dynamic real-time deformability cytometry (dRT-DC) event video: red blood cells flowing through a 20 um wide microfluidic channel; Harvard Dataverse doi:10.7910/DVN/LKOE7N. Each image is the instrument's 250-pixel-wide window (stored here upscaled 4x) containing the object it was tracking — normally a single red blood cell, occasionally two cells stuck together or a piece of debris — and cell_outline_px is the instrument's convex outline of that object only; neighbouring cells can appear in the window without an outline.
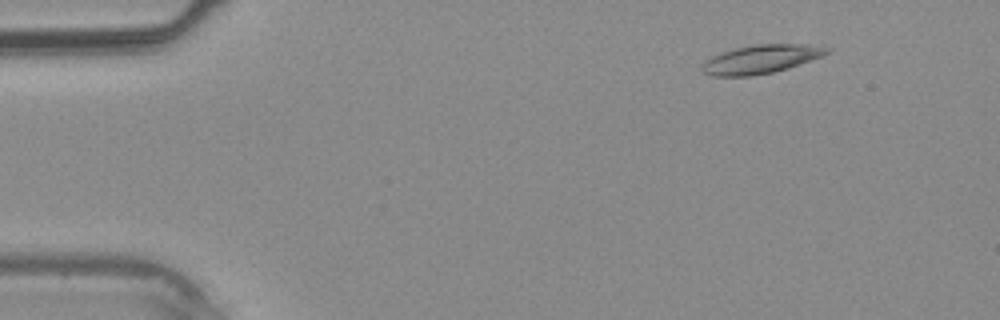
{"species": "common noctule bat (a hibernating species)", "species_latin": "Nyctalus noctula", "temperature_condition": "warm", "stored_images_in_passage": 36, "camera_frame_rate_fps": 3000, "um_per_image_px": 0.085, "animal": {"sex": "male", "body_mass_g": 20.4}, "frame": {"image": 1, "passage_image": 5, "time_ms": 1.333, "image_size_px": [1000, 320], "cell_outline_px": [[832, 48], [824, 56], [788, 68], [772, 72], [752, 76], [712, 76], [704, 72], [700, 68], [704, 60], [720, 52], [736, 48], [756, 44], [820, 44]], "centroid_in_image_um": [64.72, 5.02], "position_along_channel_um": 20.3, "area_um2": 21.1}}
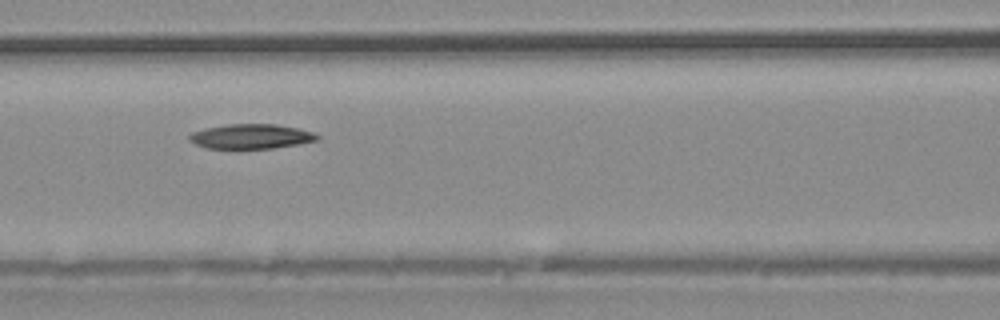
{"frame": {"image": 2, "passage_image": 17, "time_ms": 5.333, "image_size_px": [1000, 320], "cell_outline_px": [[320, 140], [300, 144], [272, 148], [236, 152], [204, 148], [188, 140], [188, 136], [192, 132], [204, 128], [228, 124], [276, 124], [296, 128], [312, 132], [320, 136]], "centroid_in_image_um": [21.28, 11.65], "position_along_channel_um": 145.3, "area_um2": 19.42}}
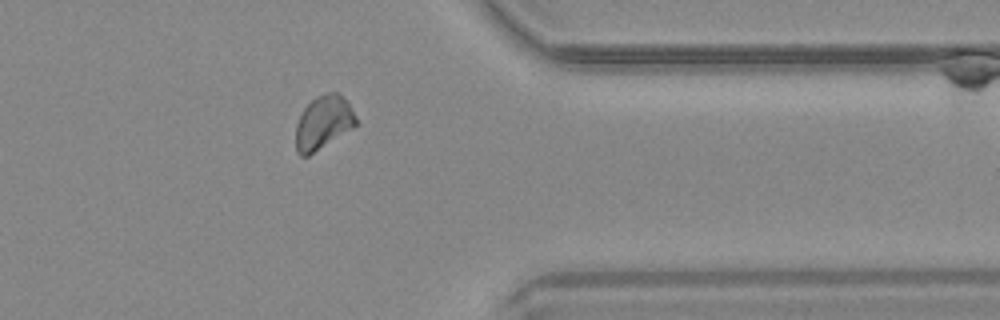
{"frame": {"image": 3, "passage_image": 31, "time_ms": 10.0, "image_size_px": [1000, 320], "cell_outline_px": [[356, 124], [352, 128], [308, 156], [300, 156], [296, 152], [296, 124], [304, 108], [316, 96], [328, 92], [336, 92], [348, 100], [356, 116]], "centroid_in_image_um": [27.48, 10.4], "position_along_channel_um": 383.9, "area_um2": 18.67}}